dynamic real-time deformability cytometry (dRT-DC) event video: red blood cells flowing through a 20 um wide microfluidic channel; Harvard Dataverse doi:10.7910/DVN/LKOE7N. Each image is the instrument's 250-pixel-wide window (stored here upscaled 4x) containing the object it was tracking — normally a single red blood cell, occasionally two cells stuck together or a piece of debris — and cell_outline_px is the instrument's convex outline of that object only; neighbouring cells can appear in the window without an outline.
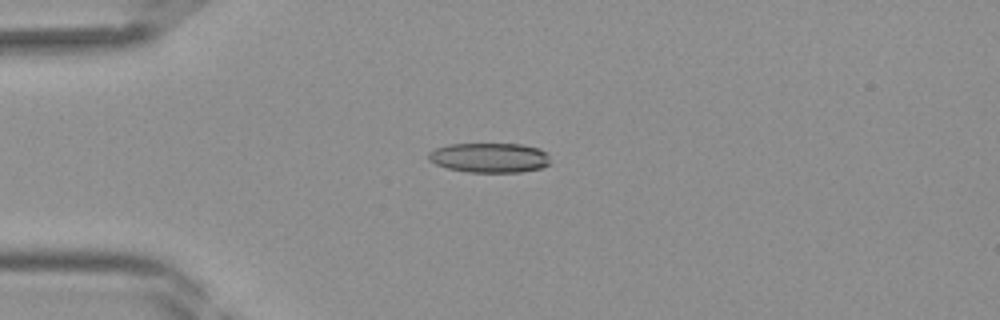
{"species": "Egyptian fruit bat (a non-hibernating species)", "species_latin": "Rousettus aegyptiacus", "temperature_condition": "room temperature", "stored_images_in_passage": 42, "camera_frame_rate_fps": 3000, "um_per_image_px": 0.085, "frame": {"image": 1, "passage_image": 11, "time_ms": 3.333, "image_size_px": [1000, 320], "cell_outline_px": [[552, 164], [544, 168], [520, 172], [468, 172], [448, 168], [436, 164], [428, 160], [428, 152], [436, 148], [448, 144], [520, 144], [540, 148], [548, 152]], "centroid_in_image_um": [41.67, 13.4], "position_along_channel_um": 43.3, "area_um2": 21.44}}
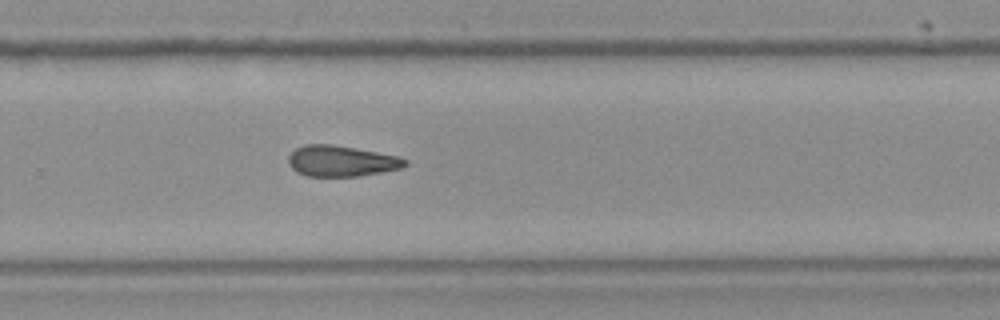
{"frame": {"image": 2, "passage_image": 28, "time_ms": 9.0, "image_size_px": [1000, 320], "cell_outline_px": [[408, 164], [404, 168], [356, 176], [308, 176], [296, 172], [288, 164], [288, 156], [296, 148], [304, 144], [332, 144], [376, 152], [396, 156], [408, 160]], "centroid_in_image_um": [28.99, 13.69], "position_along_channel_um": 300.8, "area_um2": 20.92}}
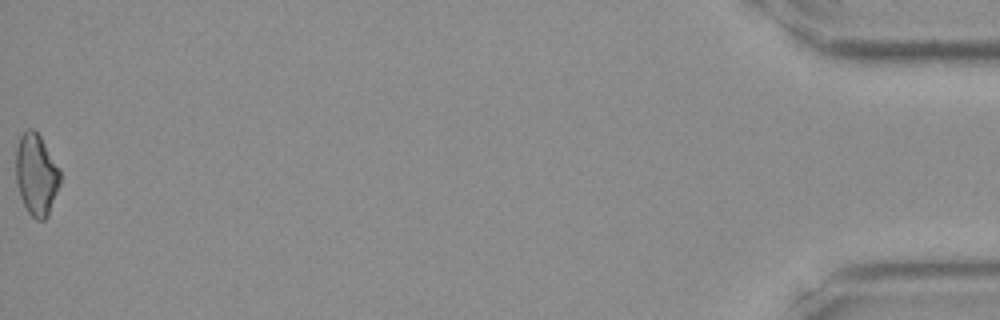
{"frame": {"image": 3, "passage_image": 42, "time_ms": 13.667, "image_size_px": [1000, 320], "cell_outline_px": [[60, 184], [48, 216], [44, 220], [36, 220], [28, 212], [20, 196], [16, 184], [16, 148], [20, 136], [28, 128], [32, 128], [40, 136], [60, 168]], "centroid_in_image_um": [3.09, 14.85], "position_along_channel_um": 432.1, "area_um2": 21.1}}